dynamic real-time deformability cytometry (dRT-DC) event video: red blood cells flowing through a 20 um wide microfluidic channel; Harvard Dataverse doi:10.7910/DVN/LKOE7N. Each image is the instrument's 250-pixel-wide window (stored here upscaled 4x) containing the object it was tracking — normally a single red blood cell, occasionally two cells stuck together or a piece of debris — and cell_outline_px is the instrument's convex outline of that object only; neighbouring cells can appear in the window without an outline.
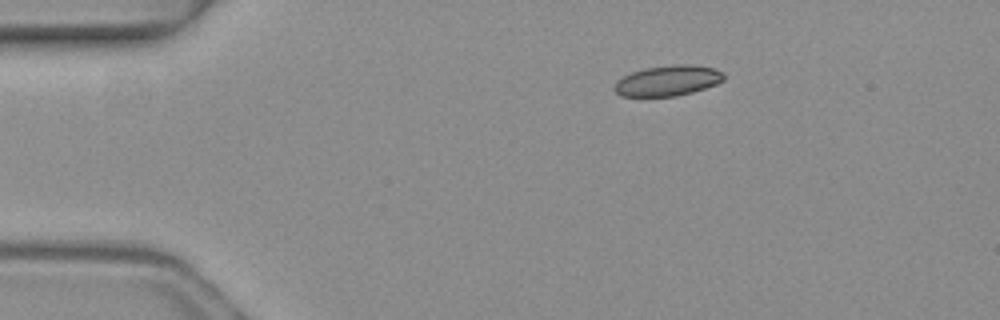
{"species": "common noctule bat (a hibernating species)", "species_latin": "Nyctalus noctula", "temperature_condition": "warm", "stored_images_in_passage": 5, "camera_frame_rate_fps": 3000, "um_per_image_px": 0.085, "animal": {"sex": "female", "body_mass_g": 19.3, "forearm_length_mm": 54.1}, "frame": {"image": 1, "passage_image": 5, "time_ms": 1.333, "image_size_px": [1000, 320], "cell_outline_px": [[724, 80], [716, 84], [692, 92], [676, 96], [620, 96], [612, 88], [616, 80], [632, 72], [644, 68], [676, 64], [692, 64], [712, 68], [724, 72]], "centroid_in_image_um": [56.74, 6.85], "position_along_channel_um": 28.3, "area_um2": 19.48}}